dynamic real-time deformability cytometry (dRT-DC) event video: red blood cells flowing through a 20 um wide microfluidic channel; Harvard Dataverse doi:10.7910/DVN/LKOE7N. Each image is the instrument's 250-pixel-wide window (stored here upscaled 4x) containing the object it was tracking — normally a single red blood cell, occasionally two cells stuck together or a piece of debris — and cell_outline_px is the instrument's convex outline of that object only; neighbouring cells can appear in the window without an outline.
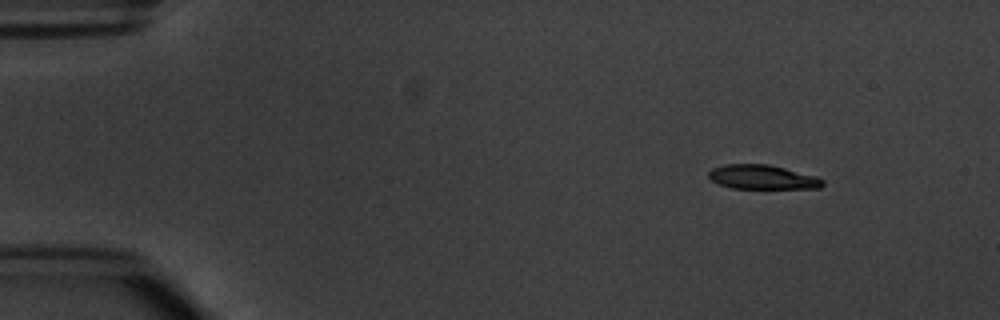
{"species": "common noctule bat (a hibernating species)", "species_latin": "Nyctalus noctula", "temperature_condition": "warm", "stored_images_in_passage": 6, "segment_of_instrument_passage": [1, 2], "camera_frame_rate_fps": 3000, "um_per_image_px": 0.085, "animal": {"sex": "male", "body_mass_g": 20.1, "forearm_length_mm": 53.5}, "frame": {"image": 1, "passage_image": 2, "time_ms": 1.333, "image_size_px": [1000, 320], "cell_outline_px": [[824, 184], [820, 188], [732, 188], [720, 184], [712, 180], [708, 176], [708, 172], [712, 168], [724, 164], [768, 164], [816, 176], [824, 180]], "centroid_in_image_um": [64.8, 15.05], "position_along_channel_um": 20.2, "area_um2": 16.01}}
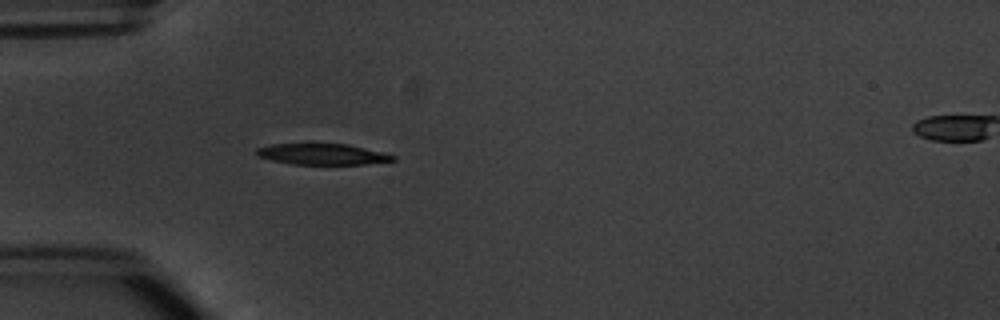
{"frame": {"image": 2, "passage_image": 5, "time_ms": 4.667, "image_size_px": [1000, 320], "cell_outline_px": [[396, 160], [364, 164], [292, 164], [272, 160], [256, 156], [256, 148], [268, 144], [308, 140], [312, 140], [348, 144], [384, 152], [396, 156]], "centroid_in_image_um": [27.31, 13.03], "position_along_channel_um": 57.7, "area_um2": 17.92}}